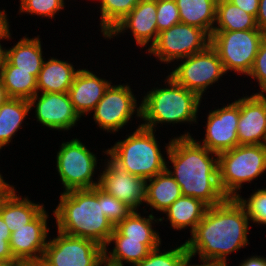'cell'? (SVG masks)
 I'll list each match as a JSON object with an SVG mask.
<instances>
[{"label":"cell","instance_id":"cell-46","mask_svg":"<svg viewBox=\"0 0 266 266\" xmlns=\"http://www.w3.org/2000/svg\"><path fill=\"white\" fill-rule=\"evenodd\" d=\"M103 264H104V266H122L119 264L112 263V262L108 261L106 258H103Z\"/></svg>","mask_w":266,"mask_h":266},{"label":"cell","instance_id":"cell-26","mask_svg":"<svg viewBox=\"0 0 266 266\" xmlns=\"http://www.w3.org/2000/svg\"><path fill=\"white\" fill-rule=\"evenodd\" d=\"M41 50L39 37H23L14 47L7 50L6 60L16 66V70L33 71L37 78L44 63Z\"/></svg>","mask_w":266,"mask_h":266},{"label":"cell","instance_id":"cell-8","mask_svg":"<svg viewBox=\"0 0 266 266\" xmlns=\"http://www.w3.org/2000/svg\"><path fill=\"white\" fill-rule=\"evenodd\" d=\"M48 241L41 263L44 266H102L104 248L96 242L58 231Z\"/></svg>","mask_w":266,"mask_h":266},{"label":"cell","instance_id":"cell-40","mask_svg":"<svg viewBox=\"0 0 266 266\" xmlns=\"http://www.w3.org/2000/svg\"><path fill=\"white\" fill-rule=\"evenodd\" d=\"M258 29L266 33V0H260L256 16Z\"/></svg>","mask_w":266,"mask_h":266},{"label":"cell","instance_id":"cell-16","mask_svg":"<svg viewBox=\"0 0 266 266\" xmlns=\"http://www.w3.org/2000/svg\"><path fill=\"white\" fill-rule=\"evenodd\" d=\"M28 101L30 109L36 104L37 121L51 129L69 130L81 117L75 110L68 92L42 93L40 97L37 92Z\"/></svg>","mask_w":266,"mask_h":266},{"label":"cell","instance_id":"cell-18","mask_svg":"<svg viewBox=\"0 0 266 266\" xmlns=\"http://www.w3.org/2000/svg\"><path fill=\"white\" fill-rule=\"evenodd\" d=\"M157 0H140L133 10L119 21L105 36L112 38L128 28L139 46H145L153 40L150 47L158 38L157 29Z\"/></svg>","mask_w":266,"mask_h":266},{"label":"cell","instance_id":"cell-19","mask_svg":"<svg viewBox=\"0 0 266 266\" xmlns=\"http://www.w3.org/2000/svg\"><path fill=\"white\" fill-rule=\"evenodd\" d=\"M110 85L108 80L101 79L86 69H79L68 90L70 100L78 114L82 116L92 111Z\"/></svg>","mask_w":266,"mask_h":266},{"label":"cell","instance_id":"cell-36","mask_svg":"<svg viewBox=\"0 0 266 266\" xmlns=\"http://www.w3.org/2000/svg\"><path fill=\"white\" fill-rule=\"evenodd\" d=\"M103 208L105 216L114 227L133 211L125 203L107 194L105 191H103Z\"/></svg>","mask_w":266,"mask_h":266},{"label":"cell","instance_id":"cell-9","mask_svg":"<svg viewBox=\"0 0 266 266\" xmlns=\"http://www.w3.org/2000/svg\"><path fill=\"white\" fill-rule=\"evenodd\" d=\"M56 165L64 192L99 186V181L92 180L97 158L78 139L62 143Z\"/></svg>","mask_w":266,"mask_h":266},{"label":"cell","instance_id":"cell-35","mask_svg":"<svg viewBox=\"0 0 266 266\" xmlns=\"http://www.w3.org/2000/svg\"><path fill=\"white\" fill-rule=\"evenodd\" d=\"M156 14L158 33L181 22L175 0H157Z\"/></svg>","mask_w":266,"mask_h":266},{"label":"cell","instance_id":"cell-12","mask_svg":"<svg viewBox=\"0 0 266 266\" xmlns=\"http://www.w3.org/2000/svg\"><path fill=\"white\" fill-rule=\"evenodd\" d=\"M136 107L137 102L128 85H110L92 110L94 111L93 118L100 128L115 132L132 118Z\"/></svg>","mask_w":266,"mask_h":266},{"label":"cell","instance_id":"cell-21","mask_svg":"<svg viewBox=\"0 0 266 266\" xmlns=\"http://www.w3.org/2000/svg\"><path fill=\"white\" fill-rule=\"evenodd\" d=\"M78 70L75 71L72 64L66 61L51 58L43 63L37 77V92L42 93H66L74 81Z\"/></svg>","mask_w":266,"mask_h":266},{"label":"cell","instance_id":"cell-17","mask_svg":"<svg viewBox=\"0 0 266 266\" xmlns=\"http://www.w3.org/2000/svg\"><path fill=\"white\" fill-rule=\"evenodd\" d=\"M239 145H266V97L254 94L240 99Z\"/></svg>","mask_w":266,"mask_h":266},{"label":"cell","instance_id":"cell-49","mask_svg":"<svg viewBox=\"0 0 266 266\" xmlns=\"http://www.w3.org/2000/svg\"><path fill=\"white\" fill-rule=\"evenodd\" d=\"M25 266H34L33 264H26Z\"/></svg>","mask_w":266,"mask_h":266},{"label":"cell","instance_id":"cell-14","mask_svg":"<svg viewBox=\"0 0 266 266\" xmlns=\"http://www.w3.org/2000/svg\"><path fill=\"white\" fill-rule=\"evenodd\" d=\"M47 217L43 209L30 223L11 233L9 245L15 260L24 264H37L42 261L48 243Z\"/></svg>","mask_w":266,"mask_h":266},{"label":"cell","instance_id":"cell-13","mask_svg":"<svg viewBox=\"0 0 266 266\" xmlns=\"http://www.w3.org/2000/svg\"><path fill=\"white\" fill-rule=\"evenodd\" d=\"M240 117V99L209 113L203 145L209 151L220 154L239 145L237 137Z\"/></svg>","mask_w":266,"mask_h":266},{"label":"cell","instance_id":"cell-10","mask_svg":"<svg viewBox=\"0 0 266 266\" xmlns=\"http://www.w3.org/2000/svg\"><path fill=\"white\" fill-rule=\"evenodd\" d=\"M210 43L211 36L205 30L180 22L160 32L148 52L161 62L171 63L206 49Z\"/></svg>","mask_w":266,"mask_h":266},{"label":"cell","instance_id":"cell-38","mask_svg":"<svg viewBox=\"0 0 266 266\" xmlns=\"http://www.w3.org/2000/svg\"><path fill=\"white\" fill-rule=\"evenodd\" d=\"M11 231L0 215V261H17L10 251Z\"/></svg>","mask_w":266,"mask_h":266},{"label":"cell","instance_id":"cell-45","mask_svg":"<svg viewBox=\"0 0 266 266\" xmlns=\"http://www.w3.org/2000/svg\"><path fill=\"white\" fill-rule=\"evenodd\" d=\"M26 264L20 261H0V266H25Z\"/></svg>","mask_w":266,"mask_h":266},{"label":"cell","instance_id":"cell-31","mask_svg":"<svg viewBox=\"0 0 266 266\" xmlns=\"http://www.w3.org/2000/svg\"><path fill=\"white\" fill-rule=\"evenodd\" d=\"M140 0H101V32L104 37L121 21Z\"/></svg>","mask_w":266,"mask_h":266},{"label":"cell","instance_id":"cell-20","mask_svg":"<svg viewBox=\"0 0 266 266\" xmlns=\"http://www.w3.org/2000/svg\"><path fill=\"white\" fill-rule=\"evenodd\" d=\"M13 186L7 184L0 191V215L11 233L30 223L44 205L32 203L28 198L20 199Z\"/></svg>","mask_w":266,"mask_h":266},{"label":"cell","instance_id":"cell-34","mask_svg":"<svg viewBox=\"0 0 266 266\" xmlns=\"http://www.w3.org/2000/svg\"><path fill=\"white\" fill-rule=\"evenodd\" d=\"M63 0H21L20 13L37 14L45 17L54 15L64 8Z\"/></svg>","mask_w":266,"mask_h":266},{"label":"cell","instance_id":"cell-43","mask_svg":"<svg viewBox=\"0 0 266 266\" xmlns=\"http://www.w3.org/2000/svg\"><path fill=\"white\" fill-rule=\"evenodd\" d=\"M6 88L3 84L2 78L0 76V107L9 99Z\"/></svg>","mask_w":266,"mask_h":266},{"label":"cell","instance_id":"cell-6","mask_svg":"<svg viewBox=\"0 0 266 266\" xmlns=\"http://www.w3.org/2000/svg\"><path fill=\"white\" fill-rule=\"evenodd\" d=\"M266 170V145H237L218 154L219 185L227 198H235L244 182Z\"/></svg>","mask_w":266,"mask_h":266},{"label":"cell","instance_id":"cell-47","mask_svg":"<svg viewBox=\"0 0 266 266\" xmlns=\"http://www.w3.org/2000/svg\"><path fill=\"white\" fill-rule=\"evenodd\" d=\"M7 185V183L0 177V191Z\"/></svg>","mask_w":266,"mask_h":266},{"label":"cell","instance_id":"cell-23","mask_svg":"<svg viewBox=\"0 0 266 266\" xmlns=\"http://www.w3.org/2000/svg\"><path fill=\"white\" fill-rule=\"evenodd\" d=\"M208 205L202 200L190 196H181L164 212L174 229H184L191 226V233L203 219Z\"/></svg>","mask_w":266,"mask_h":266},{"label":"cell","instance_id":"cell-27","mask_svg":"<svg viewBox=\"0 0 266 266\" xmlns=\"http://www.w3.org/2000/svg\"><path fill=\"white\" fill-rule=\"evenodd\" d=\"M29 110V101L22 98H9L0 107V148L11 142Z\"/></svg>","mask_w":266,"mask_h":266},{"label":"cell","instance_id":"cell-39","mask_svg":"<svg viewBox=\"0 0 266 266\" xmlns=\"http://www.w3.org/2000/svg\"><path fill=\"white\" fill-rule=\"evenodd\" d=\"M231 3L247 12L248 14L257 16L260 0H229Z\"/></svg>","mask_w":266,"mask_h":266},{"label":"cell","instance_id":"cell-7","mask_svg":"<svg viewBox=\"0 0 266 266\" xmlns=\"http://www.w3.org/2000/svg\"><path fill=\"white\" fill-rule=\"evenodd\" d=\"M266 33L260 29L213 31L210 45L217 52L224 69L248 75Z\"/></svg>","mask_w":266,"mask_h":266},{"label":"cell","instance_id":"cell-32","mask_svg":"<svg viewBox=\"0 0 266 266\" xmlns=\"http://www.w3.org/2000/svg\"><path fill=\"white\" fill-rule=\"evenodd\" d=\"M159 248L151 250L146 258L132 266H186L190 258L185 243L164 253Z\"/></svg>","mask_w":266,"mask_h":266},{"label":"cell","instance_id":"cell-24","mask_svg":"<svg viewBox=\"0 0 266 266\" xmlns=\"http://www.w3.org/2000/svg\"><path fill=\"white\" fill-rule=\"evenodd\" d=\"M181 23L205 30L210 36L216 21L217 0H175Z\"/></svg>","mask_w":266,"mask_h":266},{"label":"cell","instance_id":"cell-42","mask_svg":"<svg viewBox=\"0 0 266 266\" xmlns=\"http://www.w3.org/2000/svg\"><path fill=\"white\" fill-rule=\"evenodd\" d=\"M239 266H266V258L253 256L243 261Z\"/></svg>","mask_w":266,"mask_h":266},{"label":"cell","instance_id":"cell-37","mask_svg":"<svg viewBox=\"0 0 266 266\" xmlns=\"http://www.w3.org/2000/svg\"><path fill=\"white\" fill-rule=\"evenodd\" d=\"M248 75L251 76V78L258 79L257 81L262 90L260 93L256 94L266 93V35L260 43L253 67Z\"/></svg>","mask_w":266,"mask_h":266},{"label":"cell","instance_id":"cell-29","mask_svg":"<svg viewBox=\"0 0 266 266\" xmlns=\"http://www.w3.org/2000/svg\"><path fill=\"white\" fill-rule=\"evenodd\" d=\"M213 31L258 29L256 17L243 11L229 0H217L216 21Z\"/></svg>","mask_w":266,"mask_h":266},{"label":"cell","instance_id":"cell-25","mask_svg":"<svg viewBox=\"0 0 266 266\" xmlns=\"http://www.w3.org/2000/svg\"><path fill=\"white\" fill-rule=\"evenodd\" d=\"M149 218H143L137 210H133L124 220L114 227L111 235H124L128 239L143 240L151 250L161 245V239L157 232L152 229L151 223L155 220L150 214Z\"/></svg>","mask_w":266,"mask_h":266},{"label":"cell","instance_id":"cell-28","mask_svg":"<svg viewBox=\"0 0 266 266\" xmlns=\"http://www.w3.org/2000/svg\"><path fill=\"white\" fill-rule=\"evenodd\" d=\"M0 76L10 98L29 100L37 93V78L33 71L16 70V66L6 60Z\"/></svg>","mask_w":266,"mask_h":266},{"label":"cell","instance_id":"cell-15","mask_svg":"<svg viewBox=\"0 0 266 266\" xmlns=\"http://www.w3.org/2000/svg\"><path fill=\"white\" fill-rule=\"evenodd\" d=\"M99 176V187L107 194L116 197L132 210L145 202L146 180L130 174L119 167L111 158Z\"/></svg>","mask_w":266,"mask_h":266},{"label":"cell","instance_id":"cell-48","mask_svg":"<svg viewBox=\"0 0 266 266\" xmlns=\"http://www.w3.org/2000/svg\"><path fill=\"white\" fill-rule=\"evenodd\" d=\"M34 266H44L41 262L37 264H33Z\"/></svg>","mask_w":266,"mask_h":266},{"label":"cell","instance_id":"cell-33","mask_svg":"<svg viewBox=\"0 0 266 266\" xmlns=\"http://www.w3.org/2000/svg\"><path fill=\"white\" fill-rule=\"evenodd\" d=\"M235 199L244 208L249 220L266 225V188L258 189L248 198V201L241 198L239 194Z\"/></svg>","mask_w":266,"mask_h":266},{"label":"cell","instance_id":"cell-44","mask_svg":"<svg viewBox=\"0 0 266 266\" xmlns=\"http://www.w3.org/2000/svg\"><path fill=\"white\" fill-rule=\"evenodd\" d=\"M7 15L5 14V10H0V30L4 29L8 25Z\"/></svg>","mask_w":266,"mask_h":266},{"label":"cell","instance_id":"cell-2","mask_svg":"<svg viewBox=\"0 0 266 266\" xmlns=\"http://www.w3.org/2000/svg\"><path fill=\"white\" fill-rule=\"evenodd\" d=\"M165 148L174 172L166 170L179 184L182 196L200 199L209 207L227 199L219 185L218 154L201 146L189 133L172 139ZM210 153L216 158H210Z\"/></svg>","mask_w":266,"mask_h":266},{"label":"cell","instance_id":"cell-11","mask_svg":"<svg viewBox=\"0 0 266 266\" xmlns=\"http://www.w3.org/2000/svg\"><path fill=\"white\" fill-rule=\"evenodd\" d=\"M226 73L223 63L215 49L209 45L206 49L185 58L170 76L181 86L202 98L209 85Z\"/></svg>","mask_w":266,"mask_h":266},{"label":"cell","instance_id":"cell-41","mask_svg":"<svg viewBox=\"0 0 266 266\" xmlns=\"http://www.w3.org/2000/svg\"><path fill=\"white\" fill-rule=\"evenodd\" d=\"M9 37L10 33H9V24H8L4 29L0 30V39L2 40L3 38L9 39ZM6 57H7V50L6 49L3 50L0 44V71L6 62Z\"/></svg>","mask_w":266,"mask_h":266},{"label":"cell","instance_id":"cell-3","mask_svg":"<svg viewBox=\"0 0 266 266\" xmlns=\"http://www.w3.org/2000/svg\"><path fill=\"white\" fill-rule=\"evenodd\" d=\"M103 211V190L96 186L63 192L53 212L58 231L92 240L105 248L114 226Z\"/></svg>","mask_w":266,"mask_h":266},{"label":"cell","instance_id":"cell-4","mask_svg":"<svg viewBox=\"0 0 266 266\" xmlns=\"http://www.w3.org/2000/svg\"><path fill=\"white\" fill-rule=\"evenodd\" d=\"M168 88L152 89L137 108V116L146 121L141 126L154 131L156 123L196 122L201 98L167 76Z\"/></svg>","mask_w":266,"mask_h":266},{"label":"cell","instance_id":"cell-5","mask_svg":"<svg viewBox=\"0 0 266 266\" xmlns=\"http://www.w3.org/2000/svg\"><path fill=\"white\" fill-rule=\"evenodd\" d=\"M153 130L139 126L125 140L106 151L110 158L130 174L148 180L167 168Z\"/></svg>","mask_w":266,"mask_h":266},{"label":"cell","instance_id":"cell-22","mask_svg":"<svg viewBox=\"0 0 266 266\" xmlns=\"http://www.w3.org/2000/svg\"><path fill=\"white\" fill-rule=\"evenodd\" d=\"M147 181L150 183L147 184ZM182 196L181 188L165 170L146 180L145 202L158 211H164Z\"/></svg>","mask_w":266,"mask_h":266},{"label":"cell","instance_id":"cell-30","mask_svg":"<svg viewBox=\"0 0 266 266\" xmlns=\"http://www.w3.org/2000/svg\"><path fill=\"white\" fill-rule=\"evenodd\" d=\"M112 241L115 242V248L112 252L109 251V257L107 255V247H105L104 258L122 266L124 265L123 261L132 265L139 263L146 258L151 251L146 244H143V240L128 239V237L124 235H111L107 245Z\"/></svg>","mask_w":266,"mask_h":266},{"label":"cell","instance_id":"cell-1","mask_svg":"<svg viewBox=\"0 0 266 266\" xmlns=\"http://www.w3.org/2000/svg\"><path fill=\"white\" fill-rule=\"evenodd\" d=\"M249 218L235 198L208 207L203 219L185 242L190 258L199 254L202 262L227 263L231 252L248 245Z\"/></svg>","mask_w":266,"mask_h":266}]
</instances>
